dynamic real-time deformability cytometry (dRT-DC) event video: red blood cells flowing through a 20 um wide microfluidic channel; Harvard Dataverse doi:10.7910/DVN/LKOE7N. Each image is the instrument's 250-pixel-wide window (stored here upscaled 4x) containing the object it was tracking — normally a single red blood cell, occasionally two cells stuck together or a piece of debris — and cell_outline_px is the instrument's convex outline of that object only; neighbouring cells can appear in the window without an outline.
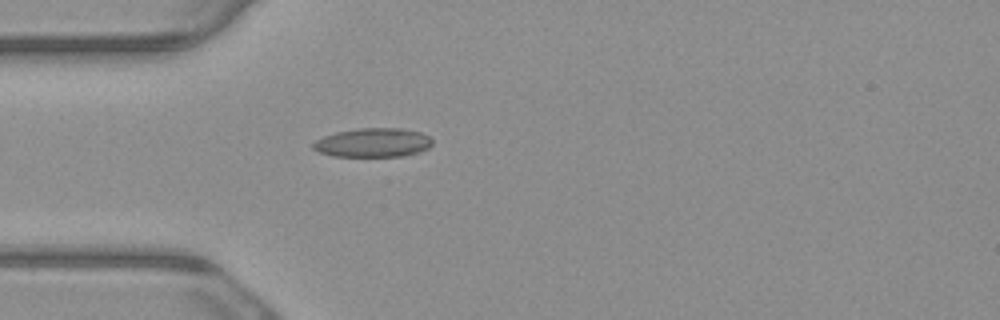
{"species": "common noctule bat (a hibernating species)", "species_latin": "Nyctalus noctula", "temperature_condition": "warm", "stored_images_in_passage": 1, "camera_frame_rate_fps": 3000, "um_per_image_px": 0.085, "animal": {"sex": "male", "body_mass_g": 23.1, "forearm_length_mm": 52.7}, "frame": {"image": 1, "passage_image": 1, "time_ms": 0.0, "image_size_px": [1000, 320], "cell_outline_px": [[432, 144], [428, 148], [420, 152], [404, 156], [332, 156], [320, 152], [312, 148], [312, 144], [316, 140], [324, 136], [336, 132], [360, 128], [400, 128], [420, 132], [428, 136], [432, 140]], "centroid_in_image_um": [31.71, 12.12], "position_along_channel_um": 53.3, "area_um2": 20.11}}